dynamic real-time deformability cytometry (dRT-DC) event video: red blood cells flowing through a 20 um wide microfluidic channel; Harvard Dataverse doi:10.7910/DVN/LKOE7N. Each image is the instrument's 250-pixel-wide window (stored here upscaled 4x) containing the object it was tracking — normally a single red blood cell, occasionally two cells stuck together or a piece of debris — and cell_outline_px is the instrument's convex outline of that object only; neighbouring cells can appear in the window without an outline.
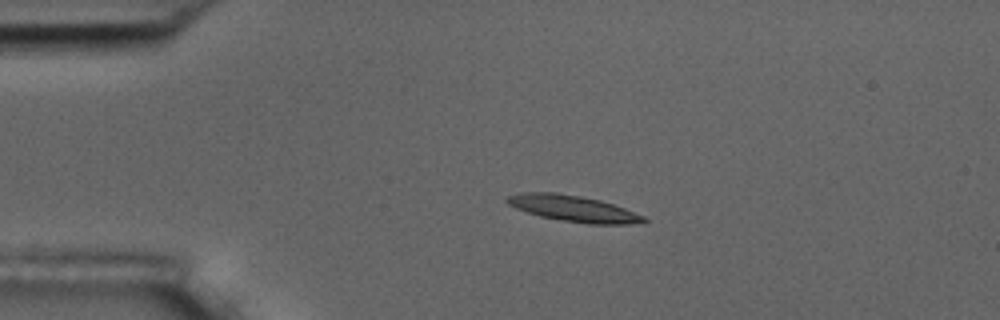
{"species": "common noctule bat (a hibernating species)", "species_latin": "Nyctalus noctula", "temperature_condition": "room temperature", "stored_images_in_passage": 5, "camera_frame_rate_fps": 3000, "um_per_image_px": 0.085, "animal": {"sex": "male", "body_mass_g": 17.5, "forearm_length_mm": 52.3}, "frame": {"image": 1, "passage_image": 4, "time_ms": 3.333, "image_size_px": [1000, 320], "cell_outline_px": [[648, 220], [628, 224], [588, 224], [560, 220], [540, 216], [516, 208], [508, 204], [504, 200], [508, 196], [520, 192], [556, 192], [580, 196], [600, 200], [624, 208], [644, 216]], "centroid_in_image_um": [48.68, 17.71], "position_along_channel_um": 36.3, "area_um2": 20.69}}